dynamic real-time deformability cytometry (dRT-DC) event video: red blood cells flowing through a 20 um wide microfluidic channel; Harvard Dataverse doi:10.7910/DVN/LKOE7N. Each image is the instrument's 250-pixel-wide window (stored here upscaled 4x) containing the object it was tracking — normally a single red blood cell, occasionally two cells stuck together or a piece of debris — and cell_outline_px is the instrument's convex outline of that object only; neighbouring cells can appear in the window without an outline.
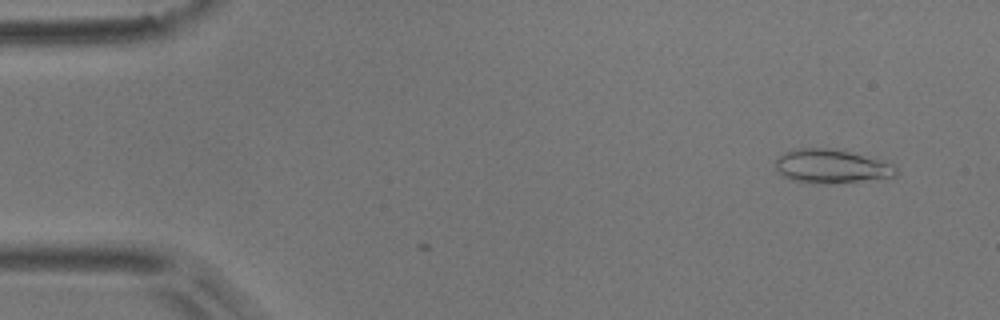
{"species": "common noctule bat (a hibernating species)", "species_latin": "Nyctalus noctula", "temperature_condition": "room temperature", "stored_images_in_passage": 2, "camera_frame_rate_fps": 3000, "um_per_image_px": 0.085, "animal": {"sex": "male", "body_mass_g": 17.9}, "frame": {"image": 1, "passage_image": 2, "time_ms": 0.333, "image_size_px": [1000, 320], "cell_outline_px": [[896, 176], [860, 180], [816, 184], [812, 184], [792, 180], [784, 176], [776, 168], [776, 160], [784, 152], [796, 148], [828, 148], [876, 156], [892, 164], [896, 168]], "centroid_in_image_um": [70.69, 14.11], "position_along_channel_um": 14.3, "area_um2": 23.76}}